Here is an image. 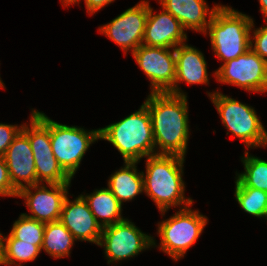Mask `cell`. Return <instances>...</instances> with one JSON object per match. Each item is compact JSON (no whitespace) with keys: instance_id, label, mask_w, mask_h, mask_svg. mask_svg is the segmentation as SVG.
Wrapping results in <instances>:
<instances>
[{"instance_id":"obj_33","label":"cell","mask_w":267,"mask_h":266,"mask_svg":"<svg viewBox=\"0 0 267 266\" xmlns=\"http://www.w3.org/2000/svg\"><path fill=\"white\" fill-rule=\"evenodd\" d=\"M2 234L0 233V264H3V260H2Z\"/></svg>"},{"instance_id":"obj_9","label":"cell","mask_w":267,"mask_h":266,"mask_svg":"<svg viewBox=\"0 0 267 266\" xmlns=\"http://www.w3.org/2000/svg\"><path fill=\"white\" fill-rule=\"evenodd\" d=\"M99 246H104L108 264L139 254L155 245L151 236L142 233L132 222L125 219L103 228Z\"/></svg>"},{"instance_id":"obj_16","label":"cell","mask_w":267,"mask_h":266,"mask_svg":"<svg viewBox=\"0 0 267 266\" xmlns=\"http://www.w3.org/2000/svg\"><path fill=\"white\" fill-rule=\"evenodd\" d=\"M176 77L174 86L167 92L177 96H185L180 92L177 83L186 81L188 84H207V63L203 54L185 43L175 48Z\"/></svg>"},{"instance_id":"obj_15","label":"cell","mask_w":267,"mask_h":266,"mask_svg":"<svg viewBox=\"0 0 267 266\" xmlns=\"http://www.w3.org/2000/svg\"><path fill=\"white\" fill-rule=\"evenodd\" d=\"M152 11L149 6L142 44L171 49L183 44L187 36L182 24L164 8L156 15Z\"/></svg>"},{"instance_id":"obj_23","label":"cell","mask_w":267,"mask_h":266,"mask_svg":"<svg viewBox=\"0 0 267 266\" xmlns=\"http://www.w3.org/2000/svg\"><path fill=\"white\" fill-rule=\"evenodd\" d=\"M2 240V265H18L16 261H34L41 251V248L31 243L15 239L11 234L8 238L3 236Z\"/></svg>"},{"instance_id":"obj_13","label":"cell","mask_w":267,"mask_h":266,"mask_svg":"<svg viewBox=\"0 0 267 266\" xmlns=\"http://www.w3.org/2000/svg\"><path fill=\"white\" fill-rule=\"evenodd\" d=\"M3 157L7 164L10 181L17 191L25 186L39 184L33 151L28 136L22 130L14 138Z\"/></svg>"},{"instance_id":"obj_24","label":"cell","mask_w":267,"mask_h":266,"mask_svg":"<svg viewBox=\"0 0 267 266\" xmlns=\"http://www.w3.org/2000/svg\"><path fill=\"white\" fill-rule=\"evenodd\" d=\"M235 197L246 213L267 218V192L250 187H235Z\"/></svg>"},{"instance_id":"obj_12","label":"cell","mask_w":267,"mask_h":266,"mask_svg":"<svg viewBox=\"0 0 267 266\" xmlns=\"http://www.w3.org/2000/svg\"><path fill=\"white\" fill-rule=\"evenodd\" d=\"M69 185L70 183L48 184L51 189L49 190L41 184H35L20 189L17 197L25 198V203L33 215L22 214L43 223L59 221ZM30 188L36 189L35 193H32Z\"/></svg>"},{"instance_id":"obj_19","label":"cell","mask_w":267,"mask_h":266,"mask_svg":"<svg viewBox=\"0 0 267 266\" xmlns=\"http://www.w3.org/2000/svg\"><path fill=\"white\" fill-rule=\"evenodd\" d=\"M82 196L102 228L125 220L121 216L122 204L108 188L96 190L90 195ZM99 218L101 222L98 221Z\"/></svg>"},{"instance_id":"obj_34","label":"cell","mask_w":267,"mask_h":266,"mask_svg":"<svg viewBox=\"0 0 267 266\" xmlns=\"http://www.w3.org/2000/svg\"><path fill=\"white\" fill-rule=\"evenodd\" d=\"M4 85H3V82L2 80L0 79V87L2 88Z\"/></svg>"},{"instance_id":"obj_17","label":"cell","mask_w":267,"mask_h":266,"mask_svg":"<svg viewBox=\"0 0 267 266\" xmlns=\"http://www.w3.org/2000/svg\"><path fill=\"white\" fill-rule=\"evenodd\" d=\"M162 8L175 17L184 29H193L207 32V27L214 11L220 6L216 5L208 13V6L205 0H159ZM209 14V20L206 16Z\"/></svg>"},{"instance_id":"obj_2","label":"cell","mask_w":267,"mask_h":266,"mask_svg":"<svg viewBox=\"0 0 267 266\" xmlns=\"http://www.w3.org/2000/svg\"><path fill=\"white\" fill-rule=\"evenodd\" d=\"M184 158L177 155H153L146 160V175L143 173L144 192L164 213L171 206L192 205V199L184 197L182 166Z\"/></svg>"},{"instance_id":"obj_10","label":"cell","mask_w":267,"mask_h":266,"mask_svg":"<svg viewBox=\"0 0 267 266\" xmlns=\"http://www.w3.org/2000/svg\"><path fill=\"white\" fill-rule=\"evenodd\" d=\"M141 44L132 54L137 64L151 80L152 93L168 92L175 83V48Z\"/></svg>"},{"instance_id":"obj_11","label":"cell","mask_w":267,"mask_h":266,"mask_svg":"<svg viewBox=\"0 0 267 266\" xmlns=\"http://www.w3.org/2000/svg\"><path fill=\"white\" fill-rule=\"evenodd\" d=\"M148 11L149 3L141 1L101 27L99 31L118 44L125 52L132 49L133 53L143 43Z\"/></svg>"},{"instance_id":"obj_1","label":"cell","mask_w":267,"mask_h":266,"mask_svg":"<svg viewBox=\"0 0 267 266\" xmlns=\"http://www.w3.org/2000/svg\"><path fill=\"white\" fill-rule=\"evenodd\" d=\"M187 96L152 93L144 104L151 116L157 155L185 157L189 138Z\"/></svg>"},{"instance_id":"obj_21","label":"cell","mask_w":267,"mask_h":266,"mask_svg":"<svg viewBox=\"0 0 267 266\" xmlns=\"http://www.w3.org/2000/svg\"><path fill=\"white\" fill-rule=\"evenodd\" d=\"M75 240L60 221L46 223L41 249L54 258H61L69 255Z\"/></svg>"},{"instance_id":"obj_5","label":"cell","mask_w":267,"mask_h":266,"mask_svg":"<svg viewBox=\"0 0 267 266\" xmlns=\"http://www.w3.org/2000/svg\"><path fill=\"white\" fill-rule=\"evenodd\" d=\"M209 96L219 112L222 123L248 148L267 145V132L254 108L219 92L209 93Z\"/></svg>"},{"instance_id":"obj_22","label":"cell","mask_w":267,"mask_h":266,"mask_svg":"<svg viewBox=\"0 0 267 266\" xmlns=\"http://www.w3.org/2000/svg\"><path fill=\"white\" fill-rule=\"evenodd\" d=\"M242 159L245 172L237 174L236 187H250L267 192V161L249 156L248 152H245Z\"/></svg>"},{"instance_id":"obj_3","label":"cell","mask_w":267,"mask_h":266,"mask_svg":"<svg viewBox=\"0 0 267 266\" xmlns=\"http://www.w3.org/2000/svg\"><path fill=\"white\" fill-rule=\"evenodd\" d=\"M100 139L112 143L123 156L124 163H138L142 157L157 154L151 116L144 103L123 120L101 128Z\"/></svg>"},{"instance_id":"obj_4","label":"cell","mask_w":267,"mask_h":266,"mask_svg":"<svg viewBox=\"0 0 267 266\" xmlns=\"http://www.w3.org/2000/svg\"><path fill=\"white\" fill-rule=\"evenodd\" d=\"M253 19L231 7L219 6L213 13L209 36L213 51L224 63L236 59L250 49Z\"/></svg>"},{"instance_id":"obj_32","label":"cell","mask_w":267,"mask_h":266,"mask_svg":"<svg viewBox=\"0 0 267 266\" xmlns=\"http://www.w3.org/2000/svg\"><path fill=\"white\" fill-rule=\"evenodd\" d=\"M80 0H62V3H63V5L65 6H67V5H69V4H74V3H78Z\"/></svg>"},{"instance_id":"obj_8","label":"cell","mask_w":267,"mask_h":266,"mask_svg":"<svg viewBox=\"0 0 267 266\" xmlns=\"http://www.w3.org/2000/svg\"><path fill=\"white\" fill-rule=\"evenodd\" d=\"M217 80L239 86L247 91H267V62L251 48L236 59L223 63L215 71Z\"/></svg>"},{"instance_id":"obj_28","label":"cell","mask_w":267,"mask_h":266,"mask_svg":"<svg viewBox=\"0 0 267 266\" xmlns=\"http://www.w3.org/2000/svg\"><path fill=\"white\" fill-rule=\"evenodd\" d=\"M267 23V21H266ZM254 47L253 40L250 41V48L263 60L267 62V26L254 30Z\"/></svg>"},{"instance_id":"obj_20","label":"cell","mask_w":267,"mask_h":266,"mask_svg":"<svg viewBox=\"0 0 267 266\" xmlns=\"http://www.w3.org/2000/svg\"><path fill=\"white\" fill-rule=\"evenodd\" d=\"M30 120L31 128L23 125L22 131L28 136L34 158L55 157L50 142L49 118L33 110Z\"/></svg>"},{"instance_id":"obj_7","label":"cell","mask_w":267,"mask_h":266,"mask_svg":"<svg viewBox=\"0 0 267 266\" xmlns=\"http://www.w3.org/2000/svg\"><path fill=\"white\" fill-rule=\"evenodd\" d=\"M189 206L176 212L173 217L162 221L158 226V234L161 238L160 248L174 260L182 258L204 229L207 218L192 211Z\"/></svg>"},{"instance_id":"obj_30","label":"cell","mask_w":267,"mask_h":266,"mask_svg":"<svg viewBox=\"0 0 267 266\" xmlns=\"http://www.w3.org/2000/svg\"><path fill=\"white\" fill-rule=\"evenodd\" d=\"M114 0H85L87 12L93 14Z\"/></svg>"},{"instance_id":"obj_14","label":"cell","mask_w":267,"mask_h":266,"mask_svg":"<svg viewBox=\"0 0 267 266\" xmlns=\"http://www.w3.org/2000/svg\"><path fill=\"white\" fill-rule=\"evenodd\" d=\"M59 221L76 240L99 244L103 228L97 222L82 195L73 202H70L66 196Z\"/></svg>"},{"instance_id":"obj_31","label":"cell","mask_w":267,"mask_h":266,"mask_svg":"<svg viewBox=\"0 0 267 266\" xmlns=\"http://www.w3.org/2000/svg\"><path fill=\"white\" fill-rule=\"evenodd\" d=\"M261 11L263 12L264 16L266 17L265 20L267 21V0H259Z\"/></svg>"},{"instance_id":"obj_18","label":"cell","mask_w":267,"mask_h":266,"mask_svg":"<svg viewBox=\"0 0 267 266\" xmlns=\"http://www.w3.org/2000/svg\"><path fill=\"white\" fill-rule=\"evenodd\" d=\"M125 167L111 175L108 189L122 204L144 191L143 172L138 173L136 162H125Z\"/></svg>"},{"instance_id":"obj_26","label":"cell","mask_w":267,"mask_h":266,"mask_svg":"<svg viewBox=\"0 0 267 266\" xmlns=\"http://www.w3.org/2000/svg\"><path fill=\"white\" fill-rule=\"evenodd\" d=\"M34 161L38 183L43 181L47 184L71 182L72 178L62 169L55 157L34 158Z\"/></svg>"},{"instance_id":"obj_25","label":"cell","mask_w":267,"mask_h":266,"mask_svg":"<svg viewBox=\"0 0 267 266\" xmlns=\"http://www.w3.org/2000/svg\"><path fill=\"white\" fill-rule=\"evenodd\" d=\"M46 223L26 217L21 214L19 219L13 224L10 234L22 242L42 247L43 234Z\"/></svg>"},{"instance_id":"obj_27","label":"cell","mask_w":267,"mask_h":266,"mask_svg":"<svg viewBox=\"0 0 267 266\" xmlns=\"http://www.w3.org/2000/svg\"><path fill=\"white\" fill-rule=\"evenodd\" d=\"M23 125L19 128L17 125H7L0 123V156H4L7 148L11 145L14 138L22 130Z\"/></svg>"},{"instance_id":"obj_6","label":"cell","mask_w":267,"mask_h":266,"mask_svg":"<svg viewBox=\"0 0 267 266\" xmlns=\"http://www.w3.org/2000/svg\"><path fill=\"white\" fill-rule=\"evenodd\" d=\"M49 134L55 158L73 178L90 144L100 139V128L88 132L77 126L59 124L49 118Z\"/></svg>"},{"instance_id":"obj_29","label":"cell","mask_w":267,"mask_h":266,"mask_svg":"<svg viewBox=\"0 0 267 266\" xmlns=\"http://www.w3.org/2000/svg\"><path fill=\"white\" fill-rule=\"evenodd\" d=\"M18 191L13 187L4 157L0 156V196H16Z\"/></svg>"}]
</instances>
